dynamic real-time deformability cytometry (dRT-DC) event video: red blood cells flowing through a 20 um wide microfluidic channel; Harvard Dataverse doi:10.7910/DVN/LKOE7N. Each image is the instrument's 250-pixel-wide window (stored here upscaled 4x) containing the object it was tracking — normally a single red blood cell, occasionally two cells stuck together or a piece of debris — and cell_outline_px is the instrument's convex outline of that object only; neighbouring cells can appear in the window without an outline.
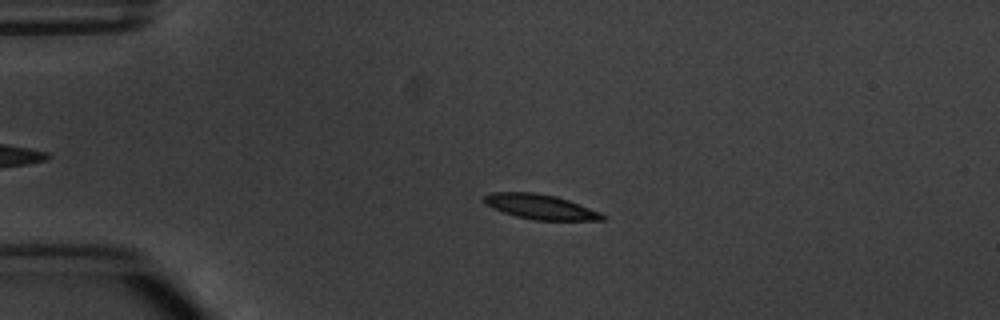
{"species": "common noctule bat (a hibernating species)", "species_latin": "Nyctalus noctula", "temperature_condition": "warm", "stored_images_in_passage": 4, "camera_frame_rate_fps": 3000, "um_per_image_px": 0.085, "animal": {"sex": "male", "body_mass_g": 20.1, "forearm_length_mm": 53.5}, "frame": {"image": 1, "passage_image": 3, "time_ms": 2.333, "image_size_px": [1000, 320], "cell_outline_px": [[604, 220], [536, 220], [516, 216], [492, 208], [484, 204], [484, 196], [492, 192], [536, 192], [556, 196], [568, 200], [600, 212], [604, 216]], "centroid_in_image_um": [45.9, 17.57], "position_along_channel_um": 39.1, "area_um2": 16.99}}